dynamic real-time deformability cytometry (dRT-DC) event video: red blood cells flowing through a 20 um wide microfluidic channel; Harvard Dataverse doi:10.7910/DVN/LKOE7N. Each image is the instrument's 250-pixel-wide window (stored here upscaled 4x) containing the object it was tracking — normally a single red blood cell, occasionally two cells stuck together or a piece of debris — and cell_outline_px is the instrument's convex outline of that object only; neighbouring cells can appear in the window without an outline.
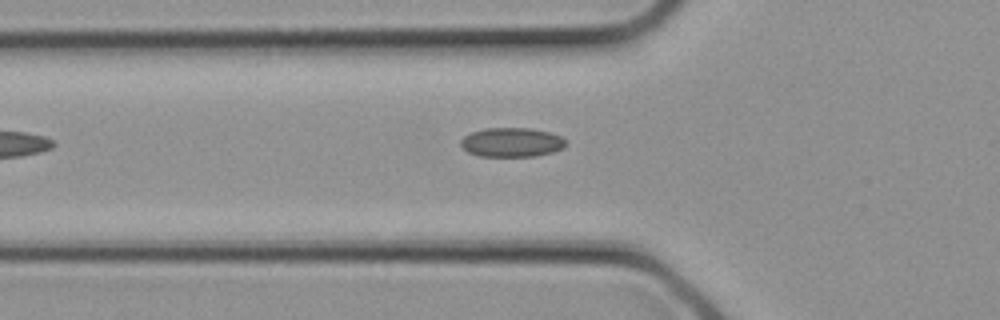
{"species": "common noctule bat (a hibernating species)", "species_latin": "Nyctalus noctula", "temperature_condition": "cold", "stored_images_in_passage": 6, "camera_frame_rate_fps": 3000, "um_per_image_px": 0.085, "animal": {"sex": "female", "body_mass_g": 21.9}, "frame": {"image": 1, "passage_image": 2, "time_ms": 0.333, "image_size_px": [1000, 320], "cell_outline_px": [[568, 144], [564, 148], [552, 152], [536, 156], [476, 156], [468, 152], [460, 144], [460, 140], [464, 136], [472, 132], [484, 128], [532, 128], [548, 132], [560, 136], [568, 140]], "centroid_in_image_um": [43.52, 12.09], "position_along_channel_um": 82.3, "area_um2": 18.09}}
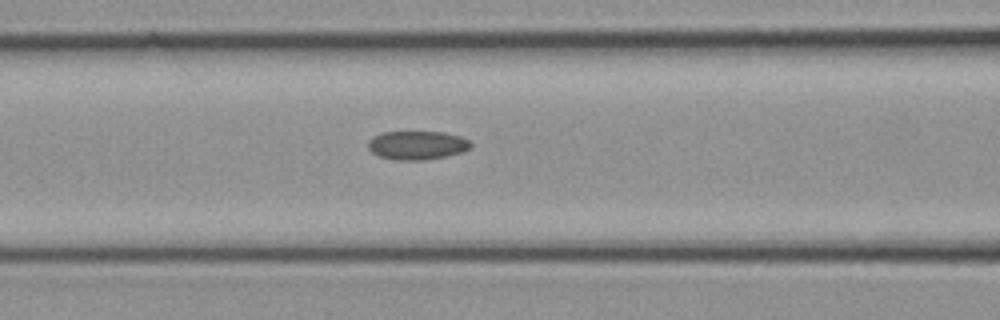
{"frame": {"image": 2, "passage_image": 4, "time_ms": 1.0, "image_size_px": [1000, 320], "cell_outline_px": [[472, 148], [464, 152], [448, 156], [424, 160], [396, 160], [380, 156], [372, 152], [368, 148], [368, 140], [372, 136], [384, 132], [444, 132], [460, 136], [468, 140], [472, 144]], "centroid_in_image_um": [35.48, 12.35], "position_along_channel_um": 131.1, "area_um2": 17.34}}
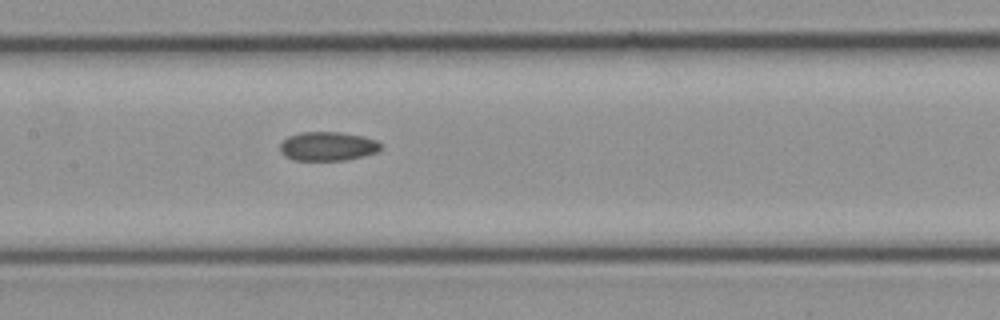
{"frame": {"image": 3, "passage_image": 6, "time_ms": 1.667, "image_size_px": [1000, 320], "cell_outline_px": [[384, 148], [380, 152], [348, 160], [292, 160], [284, 156], [280, 152], [280, 144], [288, 136], [300, 132], [340, 132], [364, 136], [376, 140], [384, 144]], "centroid_in_image_um": [27.92, 12.44], "position_along_channel_um": 179.5, "area_um2": 17.46}}